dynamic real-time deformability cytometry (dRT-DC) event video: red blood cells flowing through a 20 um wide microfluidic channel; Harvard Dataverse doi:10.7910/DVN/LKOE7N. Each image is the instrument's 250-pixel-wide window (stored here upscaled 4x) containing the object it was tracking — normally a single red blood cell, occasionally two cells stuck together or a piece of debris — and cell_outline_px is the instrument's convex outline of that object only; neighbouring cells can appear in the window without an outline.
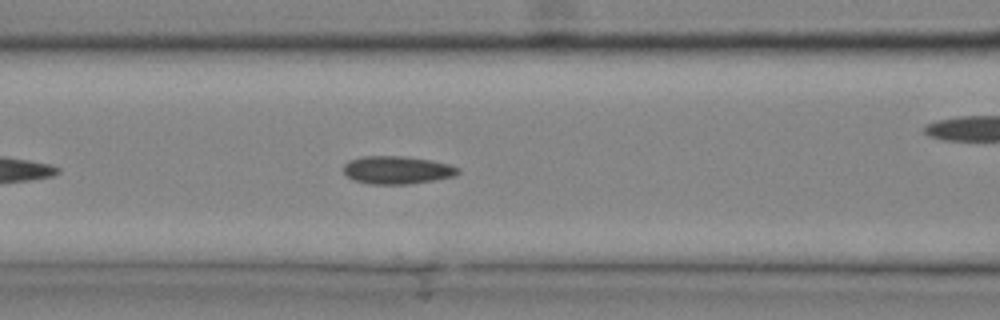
{"species": "common noctule bat (a hibernating species)", "species_latin": "Nyctalus noctula", "temperature_condition": "cold", "stored_images_in_passage": 28, "camera_frame_rate_fps": 3000, "um_per_image_px": 0.085, "animal": {"sex": "male", "body_mass_g": 20.4}, "frame": {"image": 1, "passage_image": 13, "time_ms": 4.0, "image_size_px": [1000, 320], "cell_outline_px": [[460, 172], [456, 176], [408, 184], [368, 184], [352, 180], [344, 172], [344, 164], [348, 160], [360, 156], [404, 156], [432, 160], [448, 164], [460, 168]], "centroid_in_image_um": [33.74, 14.44], "position_along_channel_um": 132.9, "area_um2": 18.79}}